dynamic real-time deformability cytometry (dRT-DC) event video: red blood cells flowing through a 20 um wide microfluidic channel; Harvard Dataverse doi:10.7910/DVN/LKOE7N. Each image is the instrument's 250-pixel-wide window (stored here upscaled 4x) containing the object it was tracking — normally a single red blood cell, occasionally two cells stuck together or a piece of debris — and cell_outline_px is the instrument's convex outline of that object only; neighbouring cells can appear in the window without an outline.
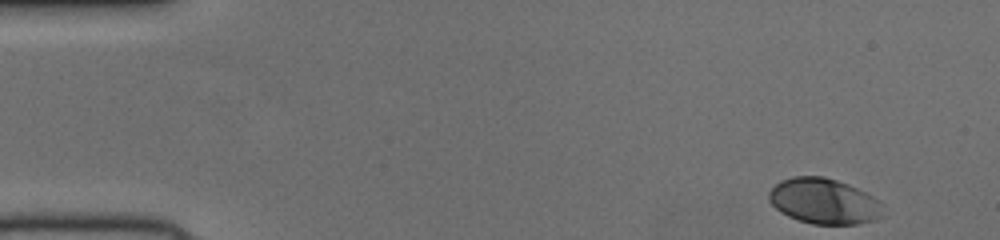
{"species": "human", "species_latin": "Homo sapiens", "temperature_condition": "cold", "stored_images_in_passage": 49, "camera_frame_rate_fps": 3000, "um_per_image_px": 0.085, "donor": {"sex": "female"}, "frame": {"image": 1, "passage_image": 1, "time_ms": 0.0, "image_size_px": [1000, 240], "cell_outline_px": [[880, 216], [872, 220], [856, 224], [812, 224], [788, 216], [780, 212], [768, 200], [768, 192], [780, 180], [792, 176], [824, 176], [848, 184], [872, 196], [876, 200]], "centroid_in_image_um": [69.93, 17.08], "position_along_channel_um": 15.1, "area_um2": 29.71}}
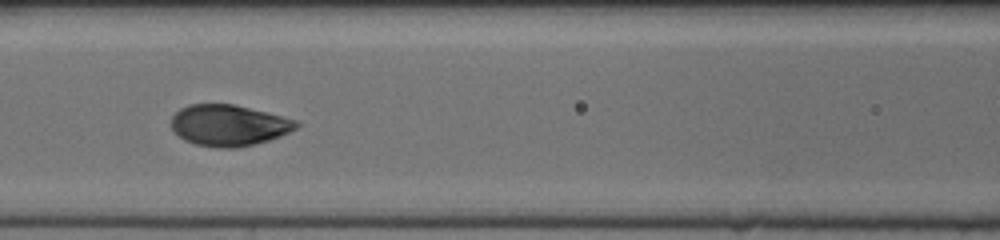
{"frame": {"image": 2, "passage_image": 20, "time_ms": 6.333, "image_size_px": [1000, 240], "cell_outline_px": [[300, 124], [296, 128], [280, 136], [268, 140], [236, 148], [220, 148], [196, 144], [184, 140], [172, 128], [172, 116], [180, 108], [188, 104], [236, 104], [296, 120]], "centroid_in_image_um": [19.43, 10.64], "position_along_channel_um": 147.2, "area_um2": 29.77}}
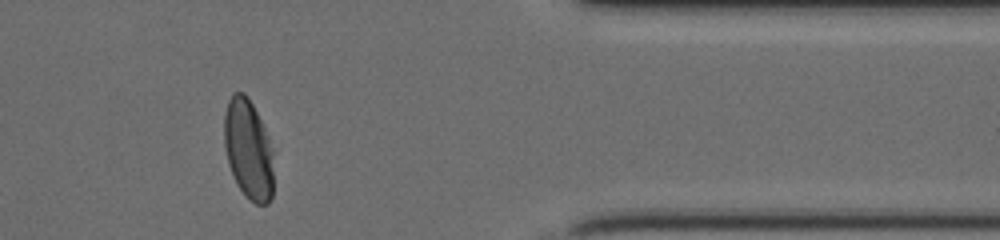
{"frame": {"image": 3, "passage_image": 40, "time_ms": 13.0, "image_size_px": [1000, 240], "cell_outline_px": [[272, 196], [268, 204], [256, 204], [236, 184], [228, 164], [224, 144], [224, 116], [228, 100], [232, 92], [244, 92], [248, 96], [264, 128], [272, 148]], "centroid_in_image_um": [21.08, 12.66], "position_along_channel_um": 390.3, "area_um2": 28.5}}